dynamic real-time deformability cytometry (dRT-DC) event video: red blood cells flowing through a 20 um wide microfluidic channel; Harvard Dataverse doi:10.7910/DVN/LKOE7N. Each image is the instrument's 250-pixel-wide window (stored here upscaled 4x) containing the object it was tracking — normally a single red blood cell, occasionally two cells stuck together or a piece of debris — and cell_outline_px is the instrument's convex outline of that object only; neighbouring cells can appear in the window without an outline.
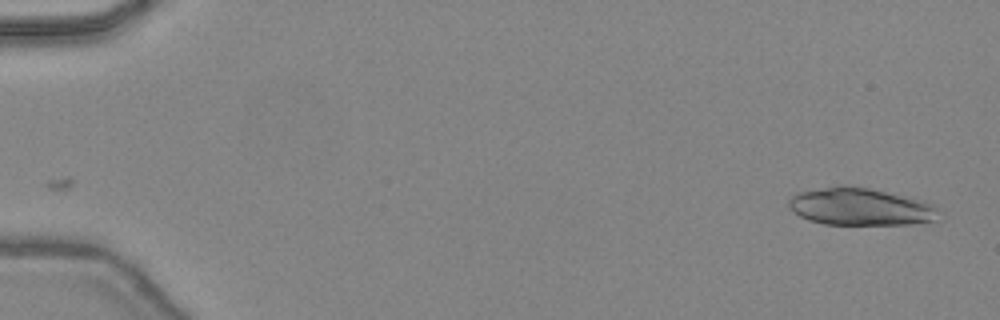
{"species": "common noctule bat (a hibernating species)", "species_latin": "Nyctalus noctula", "temperature_condition": "warm", "stored_images_in_passage": 45, "camera_frame_rate_fps": 3000, "um_per_image_px": 0.085, "animal": {"sex": "female", "body_mass_g": 24.6, "forearm_length_mm": 56.2}, "frame": {"image": 1, "passage_image": 1, "time_ms": 0.0, "image_size_px": [1000, 320], "cell_outline_px": [[936, 220], [912, 224], [824, 224], [808, 220], [800, 216], [788, 208], [788, 200], [796, 192], [840, 184], [868, 188], [924, 200], [932, 204], [936, 208]], "centroid_in_image_um": [73.06, 17.56], "position_along_channel_um": 11.9, "area_um2": 32.71}}
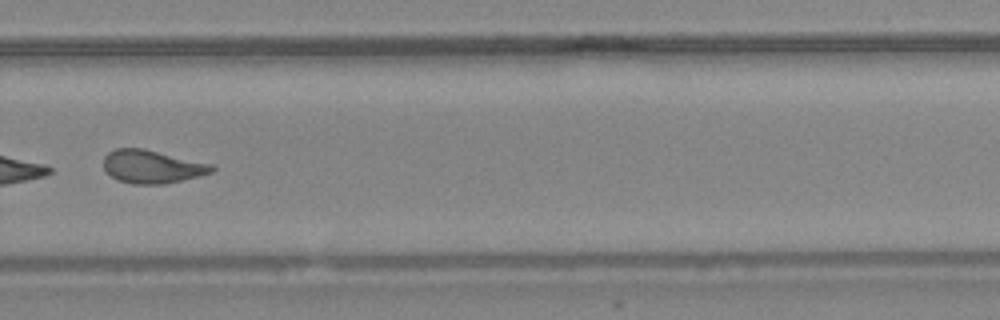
{"frame": {"image": 2, "passage_image": 32, "time_ms": 10.333, "image_size_px": [1000, 320], "cell_outline_px": [[216, 168], [212, 172], [200, 176], [164, 184], [132, 184], [120, 180], [112, 176], [104, 168], [104, 156], [108, 152], [116, 148], [144, 148], [212, 164]], "centroid_in_image_um": [12.94, 14.16], "position_along_channel_um": 316.9, "area_um2": 20.87}}